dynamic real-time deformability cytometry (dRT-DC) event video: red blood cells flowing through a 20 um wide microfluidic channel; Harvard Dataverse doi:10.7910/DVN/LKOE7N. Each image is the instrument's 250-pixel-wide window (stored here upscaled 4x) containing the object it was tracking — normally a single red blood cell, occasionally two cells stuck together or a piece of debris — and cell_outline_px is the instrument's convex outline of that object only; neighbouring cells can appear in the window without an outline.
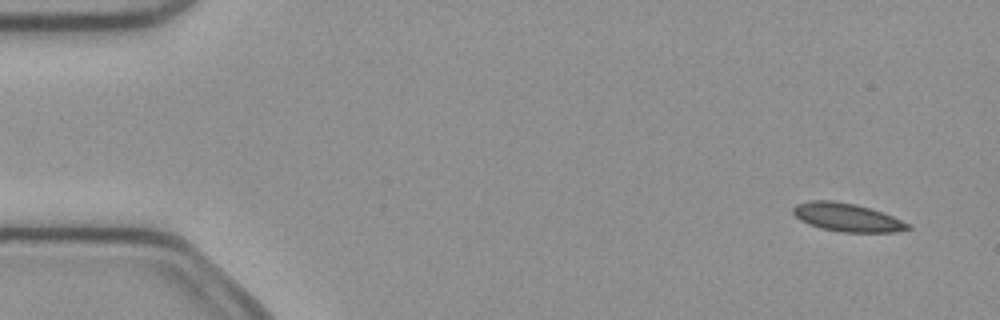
{"species": "common noctule bat (a hibernating species)", "species_latin": "Nyctalus noctula", "temperature_condition": "cold", "stored_images_in_passage": 5, "camera_frame_rate_fps": 3000, "um_per_image_px": 0.085, "animal": {"sex": "female", "body_mass_g": 21.9}, "frame": {"image": 1, "passage_image": 1, "time_ms": 0.0, "image_size_px": [1000, 320], "cell_outline_px": [[912, 228], [896, 232], [840, 232], [820, 228], [808, 224], [800, 220], [792, 212], [792, 208], [796, 204], [808, 200], [832, 200], [856, 204], [892, 216], [912, 224]], "centroid_in_image_um": [71.98, 18.48], "position_along_channel_um": 13.0, "area_um2": 19.02}}